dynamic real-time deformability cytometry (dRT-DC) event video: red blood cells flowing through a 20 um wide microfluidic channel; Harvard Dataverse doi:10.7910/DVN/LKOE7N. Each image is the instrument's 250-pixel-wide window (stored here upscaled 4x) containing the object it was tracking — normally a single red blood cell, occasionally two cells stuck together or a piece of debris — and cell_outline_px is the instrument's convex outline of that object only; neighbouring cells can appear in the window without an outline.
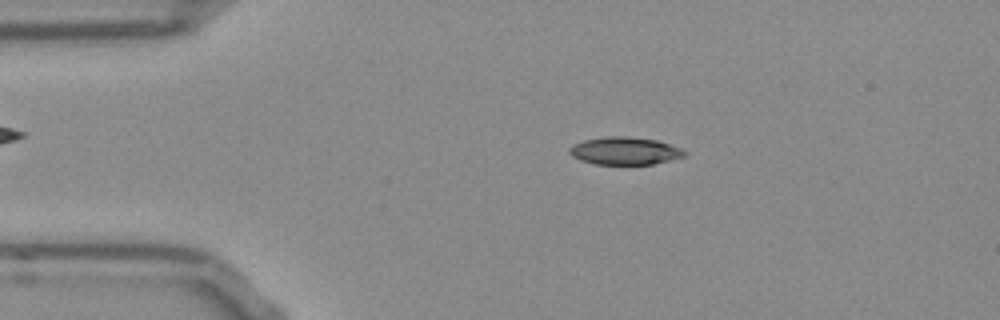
{"species": "Egyptian fruit bat (a non-hibernating species)", "species_latin": "Rousettus aegyptiacus", "temperature_condition": "room temperature", "stored_images_in_passage": 51, "camera_frame_rate_fps": 3000, "um_per_image_px": 0.085, "frame": {"image": 1, "passage_image": 9, "time_ms": 2.667, "image_size_px": [1000, 320], "cell_outline_px": [[688, 152], [684, 156], [652, 164], [596, 164], [580, 160], [572, 156], [568, 152], [568, 148], [572, 144], [584, 140], [608, 136], [628, 136], [656, 140], [680, 148]], "centroid_in_image_um": [53.06, 12.82], "position_along_channel_um": 31.9, "area_um2": 18.44}}
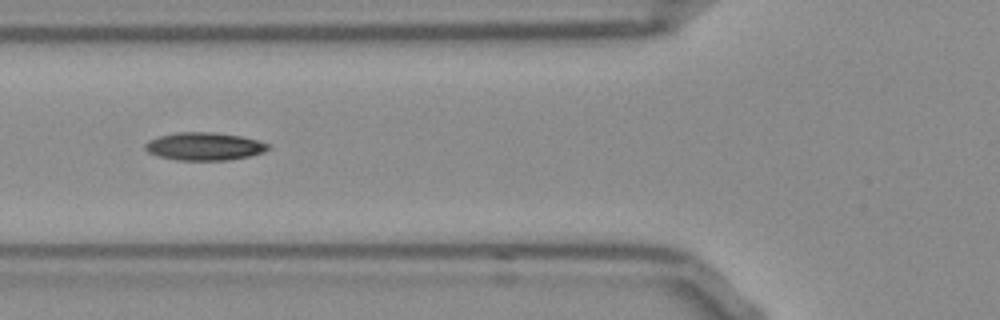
{"frame": {"image": 2, "passage_image": 18, "time_ms": 5.667, "image_size_px": [1000, 320], "cell_outline_px": [[272, 148], [264, 152], [248, 156], [228, 160], [176, 160], [156, 156], [148, 152], [144, 148], [144, 144], [148, 140], [160, 136], [176, 132], [212, 132], [240, 136], [256, 140], [268, 144]], "centroid_in_image_um": [17.33, 12.44], "position_along_channel_um": 108.5, "area_um2": 20.0}}
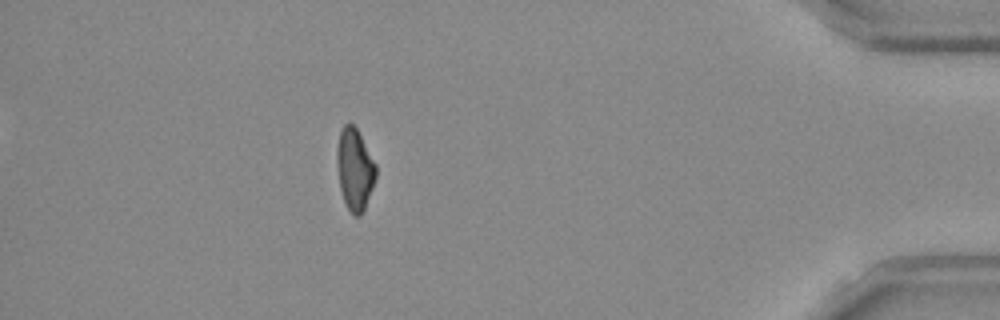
{"frame": {"image": 3, "passage_image": 45, "time_ms": 14.667, "image_size_px": [1000, 320], "cell_outline_px": [[376, 176], [372, 188], [364, 208], [360, 216], [352, 216], [344, 200], [340, 188], [336, 164], [336, 152], [340, 132], [344, 124], [352, 124], [356, 128], [376, 164]], "centroid_in_image_um": [30.14, 14.4], "position_along_channel_um": 405.1, "area_um2": 18.32}}